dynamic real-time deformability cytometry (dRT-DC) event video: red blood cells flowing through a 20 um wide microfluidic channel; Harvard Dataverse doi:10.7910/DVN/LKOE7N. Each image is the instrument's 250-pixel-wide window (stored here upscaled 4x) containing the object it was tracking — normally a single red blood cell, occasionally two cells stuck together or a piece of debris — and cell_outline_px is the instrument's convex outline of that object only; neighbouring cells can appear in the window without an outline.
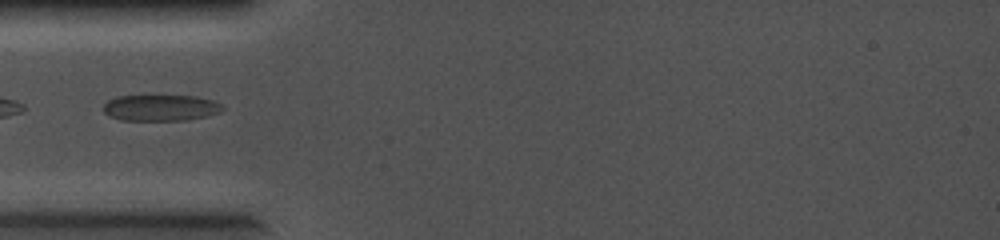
{"species": "common noctule bat (a hibernating species)", "species_latin": "Nyctalus noctula", "temperature_condition": "cold", "stored_images_in_passage": 19, "camera_frame_rate_fps": 5000, "um_per_image_px": 0.085, "animal": {"sex": "female", "body_mass_g": 19.0, "forearm_length_mm": 56.7}, "frame": {"image": 1, "passage_image": 1, "time_ms": 0.0, "image_size_px": [1000, 240], "cell_outline_px": [[224, 108], [220, 112], [208, 116], [188, 120], [120, 120], [108, 116], [104, 112], [104, 104], [108, 100], [116, 96], [196, 96], [212, 100], [220, 104]], "centroid_in_image_um": [13.64, 9.17], "position_along_channel_um": 71.4, "area_um2": 18.21}}